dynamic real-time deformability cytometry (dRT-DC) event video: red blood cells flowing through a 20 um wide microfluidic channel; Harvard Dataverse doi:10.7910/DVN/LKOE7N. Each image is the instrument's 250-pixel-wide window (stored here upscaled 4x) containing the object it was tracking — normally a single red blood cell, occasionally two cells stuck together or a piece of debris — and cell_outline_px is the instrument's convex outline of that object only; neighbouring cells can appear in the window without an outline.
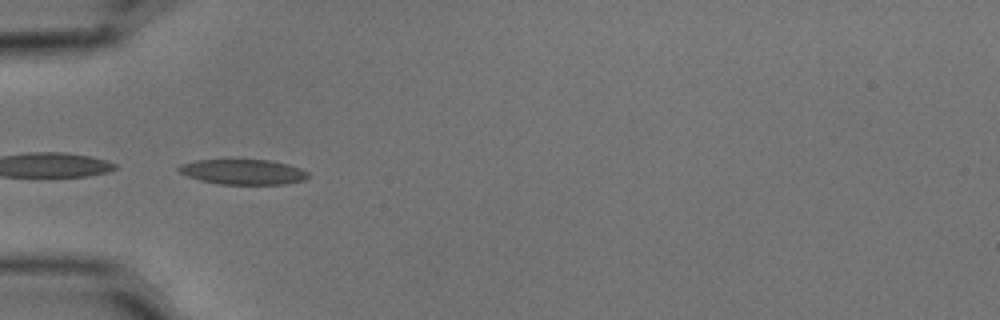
{"species": "common noctule bat (a hibernating species)", "species_latin": "Nyctalus noctula", "temperature_condition": "cold", "stored_images_in_passage": 27, "camera_frame_rate_fps": 3000, "um_per_image_px": 0.085, "animal": {"sex": "male", "body_mass_g": 15.6}, "frame": {"image": 1, "passage_image": 17, "time_ms": 5.333, "image_size_px": [1000, 320], "cell_outline_px": [[312, 176], [304, 180], [284, 184], [220, 184], [200, 180], [188, 176], [180, 172], [176, 168], [180, 164], [196, 160], [268, 160], [288, 164], [300, 168], [308, 172]], "centroid_in_image_um": [20.68, 14.61], "position_along_channel_um": 64.3, "area_um2": 18.96}}